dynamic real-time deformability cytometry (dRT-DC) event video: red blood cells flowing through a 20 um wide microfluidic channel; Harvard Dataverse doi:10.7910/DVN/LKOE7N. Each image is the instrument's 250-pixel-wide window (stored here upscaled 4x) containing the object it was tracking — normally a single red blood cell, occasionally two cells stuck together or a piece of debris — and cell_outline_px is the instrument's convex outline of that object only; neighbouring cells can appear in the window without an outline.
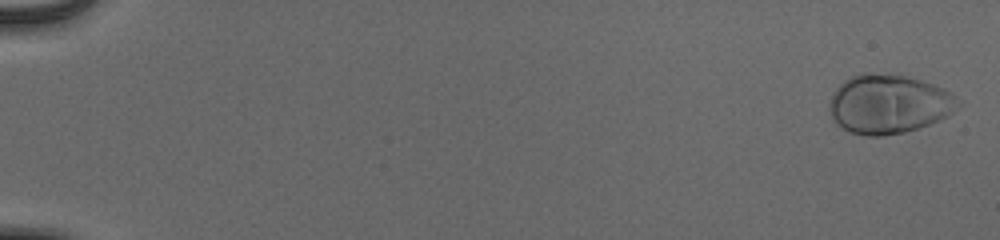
{"species": "human", "species_latin": "Homo sapiens", "temperature_condition": "cold", "stored_images_in_passage": 55, "camera_frame_rate_fps": 3000, "um_per_image_px": 0.085, "donor": {"sex": "male"}, "frame": {"image": 1, "passage_image": 2, "time_ms": 0.333, "image_size_px": [1000, 240], "cell_outline_px": [[964, 104], [948, 116], [928, 124], [904, 132], [884, 136], [868, 136], [848, 132], [840, 128], [832, 120], [828, 108], [828, 104], [836, 88], [844, 80], [860, 72], [868, 72], [904, 76], [920, 80], [944, 88]], "centroid_in_image_um": [75.51, 8.85], "position_along_channel_um": 9.5, "area_um2": 44.62}}
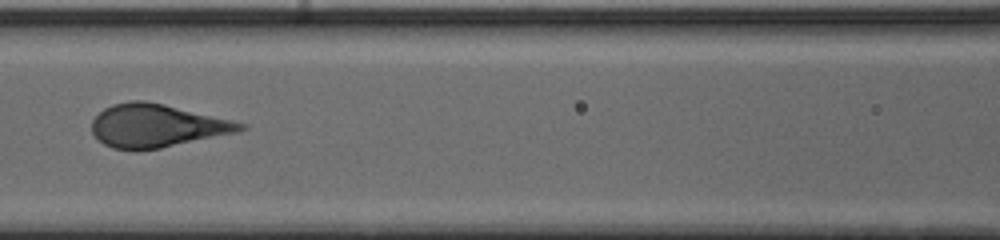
{"frame": {"image": 2, "passage_image": 28, "time_ms": 9.0, "image_size_px": [1000, 240], "cell_outline_px": [[248, 128], [236, 132], [160, 148], [136, 152], [112, 148], [104, 144], [92, 132], [92, 120], [104, 108], [112, 104], [132, 100], [144, 100], [164, 104], [232, 120], [248, 124]], "centroid_in_image_um": [13.3, 10.69], "position_along_channel_um": 153.3, "area_um2": 37.28}}
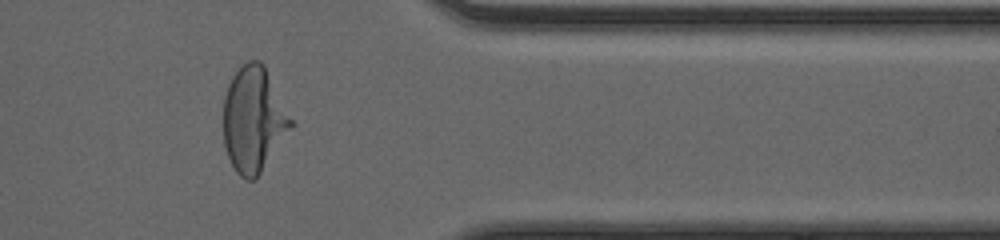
{"frame": {"image": 3, "passage_image": 47, "time_ms": 15.333, "image_size_px": [1000, 240], "cell_outline_px": [[296, 124], [256, 180], [244, 180], [236, 172], [228, 156], [224, 144], [224, 96], [228, 84], [232, 76], [248, 60], [260, 60], [264, 64]], "centroid_in_image_um": [21.6, 10.18], "position_along_channel_um": 389.8, "area_um2": 42.02}}